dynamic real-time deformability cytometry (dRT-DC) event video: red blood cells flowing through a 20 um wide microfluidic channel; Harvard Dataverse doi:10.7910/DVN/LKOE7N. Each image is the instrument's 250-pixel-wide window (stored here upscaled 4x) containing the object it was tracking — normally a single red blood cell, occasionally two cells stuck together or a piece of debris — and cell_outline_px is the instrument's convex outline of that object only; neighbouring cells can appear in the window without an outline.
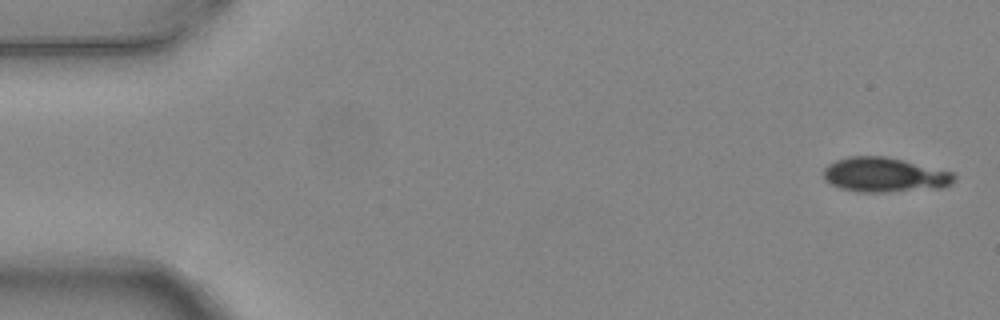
{"species": "common noctule bat (a hibernating species)", "species_latin": "Nyctalus noctula", "temperature_condition": "warm", "stored_images_in_passage": 4, "camera_frame_rate_fps": 3000, "um_per_image_px": 0.085, "animal": {"sex": "female", "body_mass_g": 24.6, "forearm_length_mm": 56.2}, "frame": {"image": 1, "passage_image": 1, "time_ms": 0.0, "image_size_px": [1000, 320], "cell_outline_px": [[956, 180], [952, 184], [944, 188], [888, 192], [856, 192], [840, 188], [824, 180], [824, 168], [828, 164], [836, 160], [848, 156], [884, 156], [904, 160], [952, 172], [956, 176]], "centroid_in_image_um": [75.21, 14.87], "position_along_channel_um": 9.8, "area_um2": 26.65}}